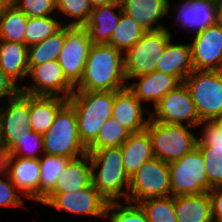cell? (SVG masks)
Listing matches in <instances>:
<instances>
[{"label":"cell","instance_id":"cell-1","mask_svg":"<svg viewBox=\"0 0 222 222\" xmlns=\"http://www.w3.org/2000/svg\"><path fill=\"white\" fill-rule=\"evenodd\" d=\"M126 87L124 54L108 44H92L75 91H119Z\"/></svg>","mask_w":222,"mask_h":222},{"label":"cell","instance_id":"cell-2","mask_svg":"<svg viewBox=\"0 0 222 222\" xmlns=\"http://www.w3.org/2000/svg\"><path fill=\"white\" fill-rule=\"evenodd\" d=\"M87 152L92 185L108 202L128 201L130 177L124 169L121 148L87 149Z\"/></svg>","mask_w":222,"mask_h":222},{"label":"cell","instance_id":"cell-3","mask_svg":"<svg viewBox=\"0 0 222 222\" xmlns=\"http://www.w3.org/2000/svg\"><path fill=\"white\" fill-rule=\"evenodd\" d=\"M115 91H74L68 103L74 108L79 139L87 148L112 117Z\"/></svg>","mask_w":222,"mask_h":222},{"label":"cell","instance_id":"cell-4","mask_svg":"<svg viewBox=\"0 0 222 222\" xmlns=\"http://www.w3.org/2000/svg\"><path fill=\"white\" fill-rule=\"evenodd\" d=\"M196 128L174 123L149 120L146 131L152 142L154 157L170 163L181 159L197 147Z\"/></svg>","mask_w":222,"mask_h":222},{"label":"cell","instance_id":"cell-5","mask_svg":"<svg viewBox=\"0 0 222 222\" xmlns=\"http://www.w3.org/2000/svg\"><path fill=\"white\" fill-rule=\"evenodd\" d=\"M174 38L169 28L146 31L142 38L124 53L127 82L134 77L150 74L157 69L167 43Z\"/></svg>","mask_w":222,"mask_h":222},{"label":"cell","instance_id":"cell-6","mask_svg":"<svg viewBox=\"0 0 222 222\" xmlns=\"http://www.w3.org/2000/svg\"><path fill=\"white\" fill-rule=\"evenodd\" d=\"M44 153L72 159L87 153L79 139L74 108L67 103L57 114L50 129L43 135Z\"/></svg>","mask_w":222,"mask_h":222},{"label":"cell","instance_id":"cell-7","mask_svg":"<svg viewBox=\"0 0 222 222\" xmlns=\"http://www.w3.org/2000/svg\"><path fill=\"white\" fill-rule=\"evenodd\" d=\"M171 196L169 165L153 157L130 176L128 202Z\"/></svg>","mask_w":222,"mask_h":222},{"label":"cell","instance_id":"cell-8","mask_svg":"<svg viewBox=\"0 0 222 222\" xmlns=\"http://www.w3.org/2000/svg\"><path fill=\"white\" fill-rule=\"evenodd\" d=\"M200 121L216 120L222 114V79L217 71L193 70L184 80Z\"/></svg>","mask_w":222,"mask_h":222},{"label":"cell","instance_id":"cell-9","mask_svg":"<svg viewBox=\"0 0 222 222\" xmlns=\"http://www.w3.org/2000/svg\"><path fill=\"white\" fill-rule=\"evenodd\" d=\"M171 196L209 192L205 162L198 147L181 159L168 163Z\"/></svg>","mask_w":222,"mask_h":222},{"label":"cell","instance_id":"cell-10","mask_svg":"<svg viewBox=\"0 0 222 222\" xmlns=\"http://www.w3.org/2000/svg\"><path fill=\"white\" fill-rule=\"evenodd\" d=\"M41 203L69 214L94 217L95 220L106 219L108 205V201L93 185L75 192L50 193Z\"/></svg>","mask_w":222,"mask_h":222},{"label":"cell","instance_id":"cell-11","mask_svg":"<svg viewBox=\"0 0 222 222\" xmlns=\"http://www.w3.org/2000/svg\"><path fill=\"white\" fill-rule=\"evenodd\" d=\"M30 84L21 86V92L33 96H58L69 99L75 87L66 79L57 60L32 66L27 75Z\"/></svg>","mask_w":222,"mask_h":222},{"label":"cell","instance_id":"cell-12","mask_svg":"<svg viewBox=\"0 0 222 222\" xmlns=\"http://www.w3.org/2000/svg\"><path fill=\"white\" fill-rule=\"evenodd\" d=\"M151 119L197 128L201 122L192 96L185 83H181L160 99L151 110Z\"/></svg>","mask_w":222,"mask_h":222},{"label":"cell","instance_id":"cell-13","mask_svg":"<svg viewBox=\"0 0 222 222\" xmlns=\"http://www.w3.org/2000/svg\"><path fill=\"white\" fill-rule=\"evenodd\" d=\"M92 43L84 27L65 26V41L57 61L66 79L76 87L82 79Z\"/></svg>","mask_w":222,"mask_h":222},{"label":"cell","instance_id":"cell-14","mask_svg":"<svg viewBox=\"0 0 222 222\" xmlns=\"http://www.w3.org/2000/svg\"><path fill=\"white\" fill-rule=\"evenodd\" d=\"M197 129H201L197 147L205 162L209 186L222 187V124L217 119L202 120Z\"/></svg>","mask_w":222,"mask_h":222},{"label":"cell","instance_id":"cell-15","mask_svg":"<svg viewBox=\"0 0 222 222\" xmlns=\"http://www.w3.org/2000/svg\"><path fill=\"white\" fill-rule=\"evenodd\" d=\"M3 104H0V140L8 151L21 133L31 130L30 95L20 92Z\"/></svg>","mask_w":222,"mask_h":222},{"label":"cell","instance_id":"cell-16","mask_svg":"<svg viewBox=\"0 0 222 222\" xmlns=\"http://www.w3.org/2000/svg\"><path fill=\"white\" fill-rule=\"evenodd\" d=\"M217 0H180L175 5L169 0V12L175 16L173 26L196 35L207 27L216 25ZM172 8V9H171Z\"/></svg>","mask_w":222,"mask_h":222},{"label":"cell","instance_id":"cell-17","mask_svg":"<svg viewBox=\"0 0 222 222\" xmlns=\"http://www.w3.org/2000/svg\"><path fill=\"white\" fill-rule=\"evenodd\" d=\"M192 38L189 43L194 70L216 71L222 65V28L213 25Z\"/></svg>","mask_w":222,"mask_h":222},{"label":"cell","instance_id":"cell-18","mask_svg":"<svg viewBox=\"0 0 222 222\" xmlns=\"http://www.w3.org/2000/svg\"><path fill=\"white\" fill-rule=\"evenodd\" d=\"M6 174L25 200L31 199L40 204L39 158L29 159L9 154Z\"/></svg>","mask_w":222,"mask_h":222},{"label":"cell","instance_id":"cell-19","mask_svg":"<svg viewBox=\"0 0 222 222\" xmlns=\"http://www.w3.org/2000/svg\"><path fill=\"white\" fill-rule=\"evenodd\" d=\"M144 107L126 87L115 91L112 117L131 133H138L146 130L151 118L150 108Z\"/></svg>","mask_w":222,"mask_h":222},{"label":"cell","instance_id":"cell-20","mask_svg":"<svg viewBox=\"0 0 222 222\" xmlns=\"http://www.w3.org/2000/svg\"><path fill=\"white\" fill-rule=\"evenodd\" d=\"M130 80L131 82H127V88L142 104H153V107H150V111L158 104L162 97L181 84L176 77L157 70L147 75L131 78Z\"/></svg>","mask_w":222,"mask_h":222},{"label":"cell","instance_id":"cell-21","mask_svg":"<svg viewBox=\"0 0 222 222\" xmlns=\"http://www.w3.org/2000/svg\"><path fill=\"white\" fill-rule=\"evenodd\" d=\"M123 13L132 17L145 31L167 28L162 21L169 16V0H118Z\"/></svg>","mask_w":222,"mask_h":222},{"label":"cell","instance_id":"cell-22","mask_svg":"<svg viewBox=\"0 0 222 222\" xmlns=\"http://www.w3.org/2000/svg\"><path fill=\"white\" fill-rule=\"evenodd\" d=\"M122 10L118 0L114 3L93 8L83 26L92 44H108L116 29Z\"/></svg>","mask_w":222,"mask_h":222},{"label":"cell","instance_id":"cell-23","mask_svg":"<svg viewBox=\"0 0 222 222\" xmlns=\"http://www.w3.org/2000/svg\"><path fill=\"white\" fill-rule=\"evenodd\" d=\"M171 39L160 58L157 71L176 77L181 83L194 70L190 43H177Z\"/></svg>","mask_w":222,"mask_h":222},{"label":"cell","instance_id":"cell-24","mask_svg":"<svg viewBox=\"0 0 222 222\" xmlns=\"http://www.w3.org/2000/svg\"><path fill=\"white\" fill-rule=\"evenodd\" d=\"M92 185V168L89 153L71 159L59 175L51 193H66L82 190Z\"/></svg>","mask_w":222,"mask_h":222},{"label":"cell","instance_id":"cell-25","mask_svg":"<svg viewBox=\"0 0 222 222\" xmlns=\"http://www.w3.org/2000/svg\"><path fill=\"white\" fill-rule=\"evenodd\" d=\"M68 103V99L58 96L30 95L31 130L44 135L52 126L58 112Z\"/></svg>","mask_w":222,"mask_h":222},{"label":"cell","instance_id":"cell-26","mask_svg":"<svg viewBox=\"0 0 222 222\" xmlns=\"http://www.w3.org/2000/svg\"><path fill=\"white\" fill-rule=\"evenodd\" d=\"M120 148L124 169L129 177L154 157L151 138L146 130L131 133Z\"/></svg>","mask_w":222,"mask_h":222},{"label":"cell","instance_id":"cell-27","mask_svg":"<svg viewBox=\"0 0 222 222\" xmlns=\"http://www.w3.org/2000/svg\"><path fill=\"white\" fill-rule=\"evenodd\" d=\"M177 222H213L209 192L174 196Z\"/></svg>","mask_w":222,"mask_h":222},{"label":"cell","instance_id":"cell-28","mask_svg":"<svg viewBox=\"0 0 222 222\" xmlns=\"http://www.w3.org/2000/svg\"><path fill=\"white\" fill-rule=\"evenodd\" d=\"M0 67L17 84L27 80L28 46L24 43L0 40Z\"/></svg>","mask_w":222,"mask_h":222},{"label":"cell","instance_id":"cell-29","mask_svg":"<svg viewBox=\"0 0 222 222\" xmlns=\"http://www.w3.org/2000/svg\"><path fill=\"white\" fill-rule=\"evenodd\" d=\"M27 15L15 5H2L0 10V40L25 44Z\"/></svg>","mask_w":222,"mask_h":222},{"label":"cell","instance_id":"cell-30","mask_svg":"<svg viewBox=\"0 0 222 222\" xmlns=\"http://www.w3.org/2000/svg\"><path fill=\"white\" fill-rule=\"evenodd\" d=\"M72 158L42 154L40 163V204L54 190L59 175Z\"/></svg>","mask_w":222,"mask_h":222},{"label":"cell","instance_id":"cell-31","mask_svg":"<svg viewBox=\"0 0 222 222\" xmlns=\"http://www.w3.org/2000/svg\"><path fill=\"white\" fill-rule=\"evenodd\" d=\"M65 41V26L42 42L28 46V68L58 59Z\"/></svg>","mask_w":222,"mask_h":222},{"label":"cell","instance_id":"cell-32","mask_svg":"<svg viewBox=\"0 0 222 222\" xmlns=\"http://www.w3.org/2000/svg\"><path fill=\"white\" fill-rule=\"evenodd\" d=\"M145 32L132 17L122 12L108 45L113 46L124 54L142 38Z\"/></svg>","mask_w":222,"mask_h":222},{"label":"cell","instance_id":"cell-33","mask_svg":"<svg viewBox=\"0 0 222 222\" xmlns=\"http://www.w3.org/2000/svg\"><path fill=\"white\" fill-rule=\"evenodd\" d=\"M92 10L89 0H57L56 14L59 18L64 16L60 18L63 26L83 27Z\"/></svg>","mask_w":222,"mask_h":222},{"label":"cell","instance_id":"cell-34","mask_svg":"<svg viewBox=\"0 0 222 222\" xmlns=\"http://www.w3.org/2000/svg\"><path fill=\"white\" fill-rule=\"evenodd\" d=\"M56 17V18H55ZM63 27L58 16L28 17L25 28V44L31 46L54 35Z\"/></svg>","mask_w":222,"mask_h":222},{"label":"cell","instance_id":"cell-35","mask_svg":"<svg viewBox=\"0 0 222 222\" xmlns=\"http://www.w3.org/2000/svg\"><path fill=\"white\" fill-rule=\"evenodd\" d=\"M131 132L116 119L110 117L99 130L97 138L87 149H103L120 147L130 136Z\"/></svg>","mask_w":222,"mask_h":222},{"label":"cell","instance_id":"cell-36","mask_svg":"<svg viewBox=\"0 0 222 222\" xmlns=\"http://www.w3.org/2000/svg\"><path fill=\"white\" fill-rule=\"evenodd\" d=\"M149 222H177L174 196L152 198L138 203Z\"/></svg>","mask_w":222,"mask_h":222},{"label":"cell","instance_id":"cell-37","mask_svg":"<svg viewBox=\"0 0 222 222\" xmlns=\"http://www.w3.org/2000/svg\"><path fill=\"white\" fill-rule=\"evenodd\" d=\"M105 217L109 222H149L141 206L128 201L108 202Z\"/></svg>","mask_w":222,"mask_h":222},{"label":"cell","instance_id":"cell-38","mask_svg":"<svg viewBox=\"0 0 222 222\" xmlns=\"http://www.w3.org/2000/svg\"><path fill=\"white\" fill-rule=\"evenodd\" d=\"M13 156L23 158H39L44 154L43 135L32 130H25L17 138V142L8 150Z\"/></svg>","mask_w":222,"mask_h":222},{"label":"cell","instance_id":"cell-39","mask_svg":"<svg viewBox=\"0 0 222 222\" xmlns=\"http://www.w3.org/2000/svg\"><path fill=\"white\" fill-rule=\"evenodd\" d=\"M15 6L30 18L57 16V0H18Z\"/></svg>","mask_w":222,"mask_h":222},{"label":"cell","instance_id":"cell-40","mask_svg":"<svg viewBox=\"0 0 222 222\" xmlns=\"http://www.w3.org/2000/svg\"><path fill=\"white\" fill-rule=\"evenodd\" d=\"M24 197L17 191L8 175H0V206L26 207Z\"/></svg>","mask_w":222,"mask_h":222},{"label":"cell","instance_id":"cell-41","mask_svg":"<svg viewBox=\"0 0 222 222\" xmlns=\"http://www.w3.org/2000/svg\"><path fill=\"white\" fill-rule=\"evenodd\" d=\"M22 83L17 84L0 67V101L9 100L17 96L21 92ZM3 101L0 102V104Z\"/></svg>","mask_w":222,"mask_h":222},{"label":"cell","instance_id":"cell-42","mask_svg":"<svg viewBox=\"0 0 222 222\" xmlns=\"http://www.w3.org/2000/svg\"><path fill=\"white\" fill-rule=\"evenodd\" d=\"M209 197L213 222H222V187L212 188Z\"/></svg>","mask_w":222,"mask_h":222},{"label":"cell","instance_id":"cell-43","mask_svg":"<svg viewBox=\"0 0 222 222\" xmlns=\"http://www.w3.org/2000/svg\"><path fill=\"white\" fill-rule=\"evenodd\" d=\"M8 151L2 143H0V175L6 174Z\"/></svg>","mask_w":222,"mask_h":222},{"label":"cell","instance_id":"cell-44","mask_svg":"<svg viewBox=\"0 0 222 222\" xmlns=\"http://www.w3.org/2000/svg\"><path fill=\"white\" fill-rule=\"evenodd\" d=\"M216 25L222 28V0L216 2Z\"/></svg>","mask_w":222,"mask_h":222},{"label":"cell","instance_id":"cell-45","mask_svg":"<svg viewBox=\"0 0 222 222\" xmlns=\"http://www.w3.org/2000/svg\"><path fill=\"white\" fill-rule=\"evenodd\" d=\"M116 0H89L92 8H96L99 6H105L114 3Z\"/></svg>","mask_w":222,"mask_h":222},{"label":"cell","instance_id":"cell-46","mask_svg":"<svg viewBox=\"0 0 222 222\" xmlns=\"http://www.w3.org/2000/svg\"><path fill=\"white\" fill-rule=\"evenodd\" d=\"M18 0H0L2 5H15Z\"/></svg>","mask_w":222,"mask_h":222},{"label":"cell","instance_id":"cell-47","mask_svg":"<svg viewBox=\"0 0 222 222\" xmlns=\"http://www.w3.org/2000/svg\"><path fill=\"white\" fill-rule=\"evenodd\" d=\"M216 71L222 79V65Z\"/></svg>","mask_w":222,"mask_h":222},{"label":"cell","instance_id":"cell-48","mask_svg":"<svg viewBox=\"0 0 222 222\" xmlns=\"http://www.w3.org/2000/svg\"><path fill=\"white\" fill-rule=\"evenodd\" d=\"M217 120L222 124V114Z\"/></svg>","mask_w":222,"mask_h":222}]
</instances>
